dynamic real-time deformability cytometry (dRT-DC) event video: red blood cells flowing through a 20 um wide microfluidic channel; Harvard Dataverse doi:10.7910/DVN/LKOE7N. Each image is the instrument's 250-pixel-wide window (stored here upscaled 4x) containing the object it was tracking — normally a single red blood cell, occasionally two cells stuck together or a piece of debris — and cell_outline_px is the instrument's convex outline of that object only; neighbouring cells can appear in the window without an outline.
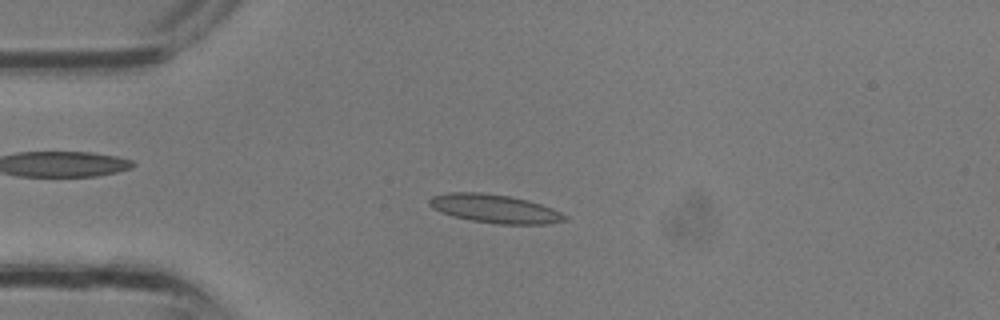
{"species": "common noctule bat (a hibernating species)", "species_latin": "Nyctalus noctula", "temperature_condition": "room temperature", "stored_images_in_passage": 33, "camera_frame_rate_fps": 3000, "um_per_image_px": 0.085, "animal": {"sex": "male", "body_mass_g": 13.3}, "frame": {"image": 1, "passage_image": 8, "time_ms": 2.333, "image_size_px": [1000, 320], "cell_outline_px": [[568, 220], [548, 224], [500, 224], [472, 220], [452, 216], [440, 212], [432, 208], [428, 204], [428, 200], [432, 196], [448, 192], [480, 192], [508, 196], [528, 200], [552, 208], [568, 216]], "centroid_in_image_um": [42.04, 17.74], "position_along_channel_um": 43.0, "area_um2": 22.54}}
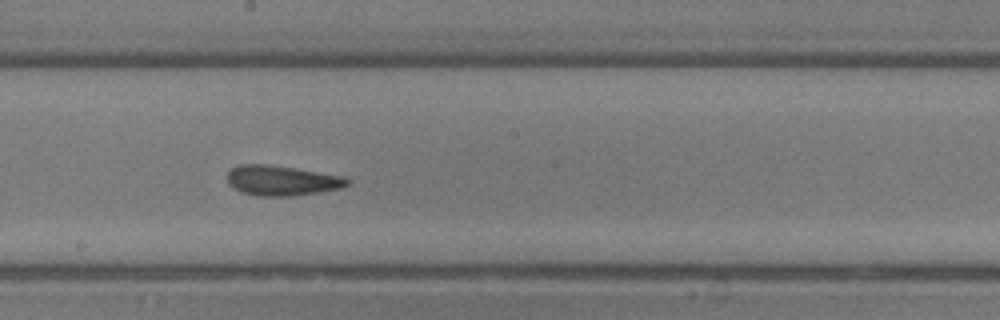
{"frame": {"image": 2, "passage_image": 18, "time_ms": 5.667, "image_size_px": [1000, 320], "cell_outline_px": [[352, 180], [348, 184], [340, 188], [320, 192], [292, 196], [256, 196], [240, 192], [232, 188], [228, 184], [228, 172], [232, 168], [240, 164], [264, 164], [292, 168], [344, 176]], "centroid_in_image_um": [23.93, 15.36], "position_along_channel_um": 224.3, "area_um2": 21.04}}
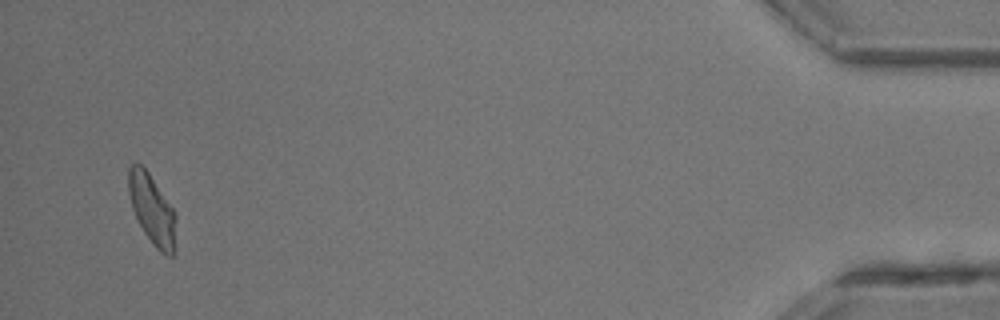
{"frame": {"image": 3, "passage_image": 32, "time_ms": 10.333, "image_size_px": [1000, 320], "cell_outline_px": [[176, 252], [172, 256], [168, 256], [160, 252], [156, 248], [144, 232], [132, 208], [128, 192], [128, 168], [132, 164], [140, 164], [148, 172], [172, 208], [176, 216]], "centroid_in_image_um": [12.95, 17.86], "position_along_channel_um": 422.3, "area_um2": 19.25}}